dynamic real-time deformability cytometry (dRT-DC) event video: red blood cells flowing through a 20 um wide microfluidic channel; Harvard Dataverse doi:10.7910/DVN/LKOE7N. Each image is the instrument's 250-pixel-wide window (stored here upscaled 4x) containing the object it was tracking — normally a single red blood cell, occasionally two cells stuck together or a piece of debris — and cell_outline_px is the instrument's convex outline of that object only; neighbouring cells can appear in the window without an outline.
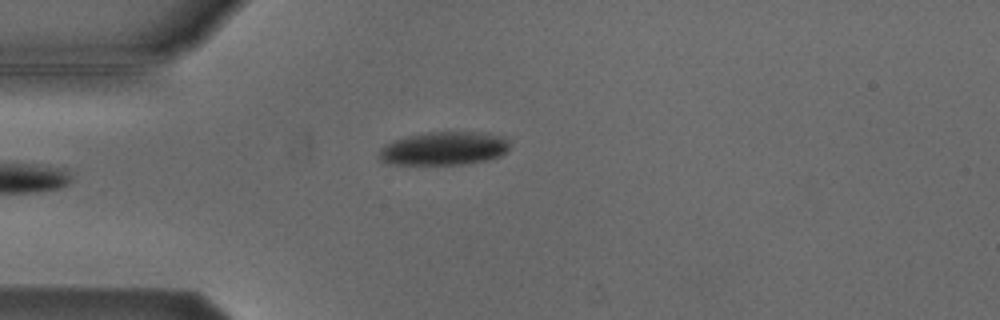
{"species": "Egyptian fruit bat (a non-hibernating species)", "species_latin": "Rousettus aegyptiacus", "temperature_condition": "cold", "stored_images_in_passage": 6, "camera_frame_rate_fps": 3000, "um_per_image_px": 0.085, "animal": {"sex": "male"}, "frame": {"image": 1, "passage_image": 6, "time_ms": 5.667, "image_size_px": [1000, 320], "cell_outline_px": [[508, 148], [500, 156], [492, 160], [464, 164], [388, 164], [380, 160], [380, 148], [396, 140], [408, 136], [428, 132], [488, 132], [504, 136], [508, 140]], "centroid_in_image_um": [37.8, 12.62], "position_along_channel_um": 47.2, "area_um2": 25.43}}